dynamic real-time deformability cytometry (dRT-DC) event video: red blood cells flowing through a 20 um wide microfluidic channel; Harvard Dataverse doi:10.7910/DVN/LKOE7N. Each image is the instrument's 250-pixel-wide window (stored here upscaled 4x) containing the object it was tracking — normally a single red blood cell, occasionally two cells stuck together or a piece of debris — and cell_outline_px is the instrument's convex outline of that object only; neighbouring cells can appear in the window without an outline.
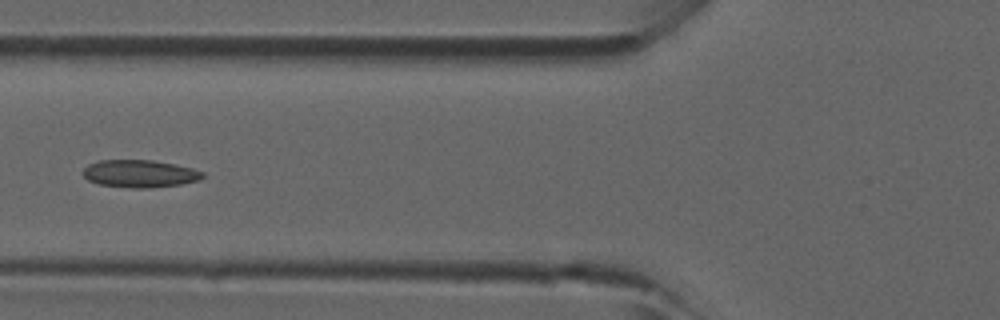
{"species": "common noctule bat (a hibernating species)", "species_latin": "Nyctalus noctula", "temperature_condition": "room temperature", "stored_images_in_passage": 6, "camera_frame_rate_fps": 3000, "um_per_image_px": 0.085, "animal": {"sex": "male", "forearm_length_mm": 52.5}, "frame": {"image": 1, "passage_image": 6, "time_ms": 1.667, "image_size_px": [1000, 320], "cell_outline_px": [[204, 176], [200, 180], [180, 184], [140, 188], [132, 188], [100, 184], [88, 180], [84, 176], [84, 168], [88, 164], [100, 160], [152, 160], [176, 164], [192, 168], [204, 172]], "centroid_in_image_um": [11.9, 14.75], "position_along_channel_um": 113.9, "area_um2": 19.02}}